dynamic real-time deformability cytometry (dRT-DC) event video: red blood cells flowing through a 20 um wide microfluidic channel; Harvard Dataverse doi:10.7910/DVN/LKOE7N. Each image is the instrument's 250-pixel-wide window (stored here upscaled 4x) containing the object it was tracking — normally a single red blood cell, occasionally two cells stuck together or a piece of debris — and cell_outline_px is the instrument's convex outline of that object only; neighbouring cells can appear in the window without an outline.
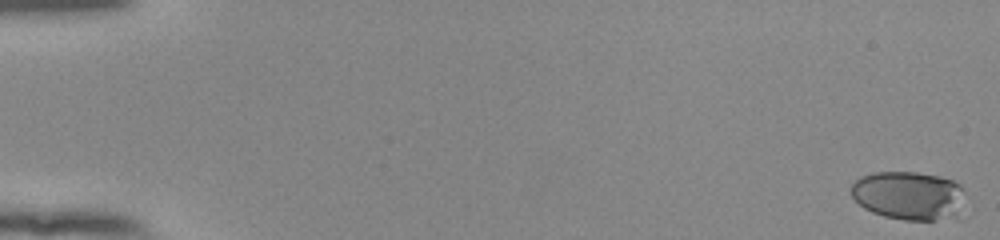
{"species": "human", "species_latin": "Homo sapiens", "temperature_condition": "room temperature", "stored_images_in_passage": 55, "camera_frame_rate_fps": 3000, "um_per_image_px": 0.085, "donor": {"sex": "female"}, "frame": {"image": 1, "passage_image": 1, "time_ms": 0.0, "image_size_px": [1000, 240], "cell_outline_px": [[972, 212], [964, 220], [904, 220], [884, 216], [872, 212], [864, 208], [852, 196], [852, 184], [860, 176], [872, 172], [916, 172], [940, 176], [952, 180], [960, 184], [968, 196]], "centroid_in_image_um": [77.51, 16.68], "position_along_channel_um": 7.5, "area_um2": 34.39}}
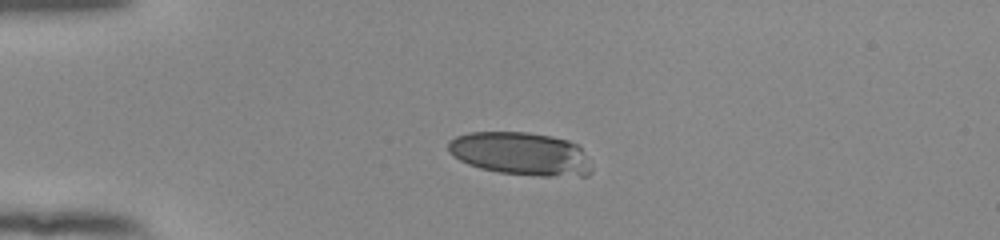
{"frame": {"image": 2, "passage_image": 15, "time_ms": 4.667, "image_size_px": [1000, 240], "cell_outline_px": [[592, 172], [588, 176], [540, 176], [500, 172], [480, 168], [468, 164], [460, 160], [448, 152], [448, 140], [456, 136], [468, 132], [528, 132], [552, 136], [568, 140], [580, 144], [592, 164]], "centroid_in_image_um": [44.32, 13.06], "position_along_channel_um": 40.7, "area_um2": 36.53}}
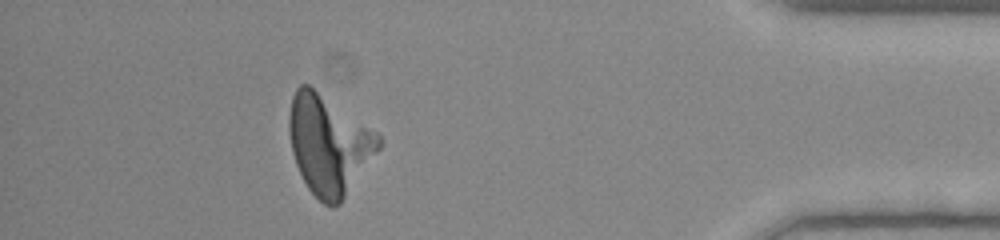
{"frame": {"image": 3, "passage_image": 50, "time_ms": 16.333, "image_size_px": [1000, 240], "cell_outline_px": [[380, 148], [340, 204], [332, 208], [324, 204], [308, 188], [296, 164], [292, 152], [288, 128], [288, 116], [292, 96], [296, 88], [300, 84], [308, 84], [376, 132], [380, 136]], "centroid_in_image_um": [27.92, 12.3], "position_along_channel_um": 407.3, "area_um2": 51.21}, "authors_computed_cell_mechanics": {"area_um2": 35.0846, "velocity_mm_per_s": 3.8467, "shape_relaxation_time_tau1_ms": 1.9736, "shape_relaxation_time_tau2_ms": null, "deformation_change_tau1": 0.3584, "deformation_change_tau2": null}}